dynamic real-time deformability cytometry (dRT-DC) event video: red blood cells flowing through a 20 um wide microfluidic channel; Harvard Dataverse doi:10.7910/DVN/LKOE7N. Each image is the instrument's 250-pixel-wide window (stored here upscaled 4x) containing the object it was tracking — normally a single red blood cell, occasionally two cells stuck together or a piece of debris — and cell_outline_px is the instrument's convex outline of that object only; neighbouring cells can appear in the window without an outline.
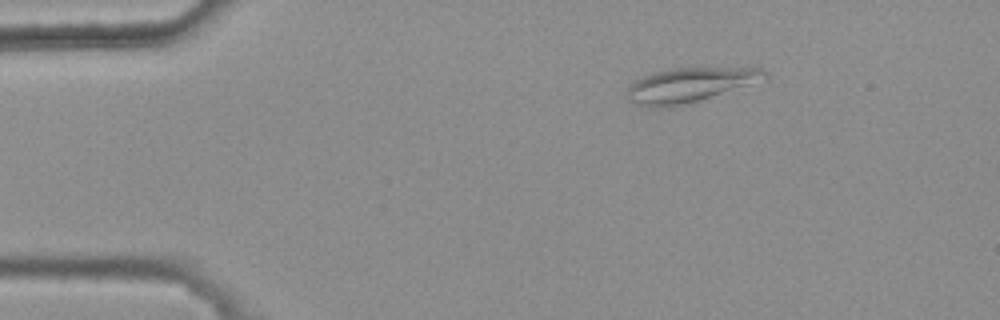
{"species": "common noctule bat (a hibernating species)", "species_latin": "Nyctalus noctula", "temperature_condition": "warm", "stored_images_in_passage": 3, "camera_frame_rate_fps": 3000, "um_per_image_px": 0.085, "animal": {"sex": "female", "body_mass_g": 25.1}, "frame": {"image": 1, "passage_image": 1, "time_ms": 0.0, "image_size_px": [1000, 320], "cell_outline_px": [[768, 76], [688, 104], [668, 108], [660, 108], [636, 104], [628, 100], [624, 96], [624, 92], [628, 84], [652, 72], [668, 68], [752, 64], [760, 68]], "centroid_in_image_um": [58.56, 7.16], "position_along_channel_um": 26.4, "area_um2": 28.5}}